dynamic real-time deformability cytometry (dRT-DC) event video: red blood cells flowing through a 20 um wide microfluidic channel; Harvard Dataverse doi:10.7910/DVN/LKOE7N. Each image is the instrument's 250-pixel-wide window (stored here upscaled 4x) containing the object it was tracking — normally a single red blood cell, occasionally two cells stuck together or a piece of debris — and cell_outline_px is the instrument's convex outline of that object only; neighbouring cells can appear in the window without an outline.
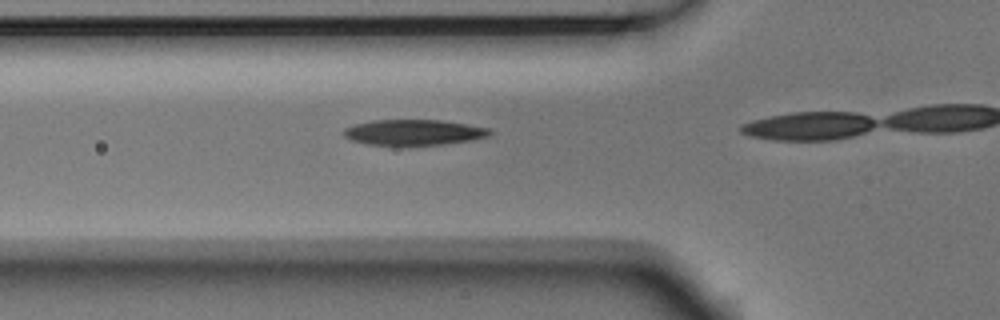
{"species": "Egyptian fruit bat (a non-hibernating species)", "species_latin": "Rousettus aegyptiacus", "temperature_condition": "room temperature", "stored_images_in_passage": 4, "camera_frame_rate_fps": 3000, "um_per_image_px": 0.085, "animal": {"sex": "male"}, "frame": {"image": 1, "passage_image": 4, "time_ms": 1.0, "image_size_px": [1000, 320], "cell_outline_px": [[492, 132], [488, 136], [472, 140], [444, 144], [368, 144], [352, 140], [344, 136], [344, 128], [356, 124], [372, 120], [440, 120], [488, 128]], "centroid_in_image_um": [35.17, 11.24], "position_along_channel_um": 90.6, "area_um2": 21.27}}